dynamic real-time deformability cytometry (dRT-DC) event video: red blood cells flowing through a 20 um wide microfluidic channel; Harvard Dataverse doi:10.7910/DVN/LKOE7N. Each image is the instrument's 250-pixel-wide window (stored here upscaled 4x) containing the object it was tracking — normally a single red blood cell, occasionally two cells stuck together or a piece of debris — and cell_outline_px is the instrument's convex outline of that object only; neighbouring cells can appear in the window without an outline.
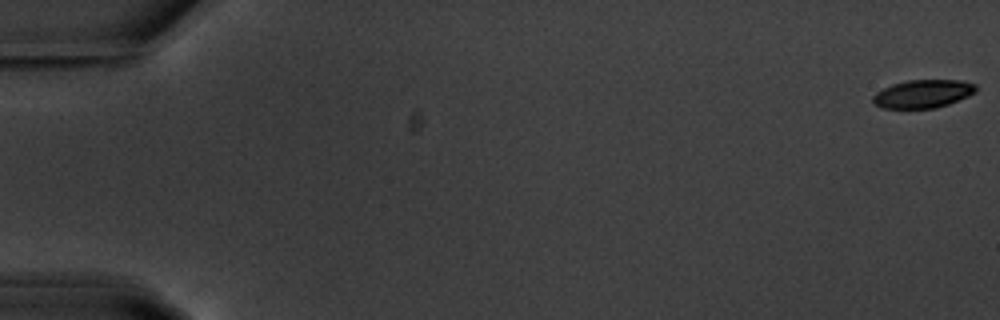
{"species": "common noctule bat (a hibernating species)", "species_latin": "Nyctalus noctula", "temperature_condition": "warm", "stored_images_in_passage": 57, "camera_frame_rate_fps": 3000, "um_per_image_px": 0.085, "animal": {"sex": "male", "body_mass_g": 20.1, "forearm_length_mm": 53.5}, "frame": {"image": 1, "passage_image": 1, "time_ms": 0.0, "image_size_px": [1000, 320], "cell_outline_px": [[976, 92], [968, 96], [948, 104], [936, 108], [880, 108], [872, 100], [872, 96], [876, 92], [892, 84], [908, 80], [964, 80], [976, 84]], "centroid_in_image_um": [78.46, 7.97], "position_along_channel_um": 6.5, "area_um2": 16.94}}
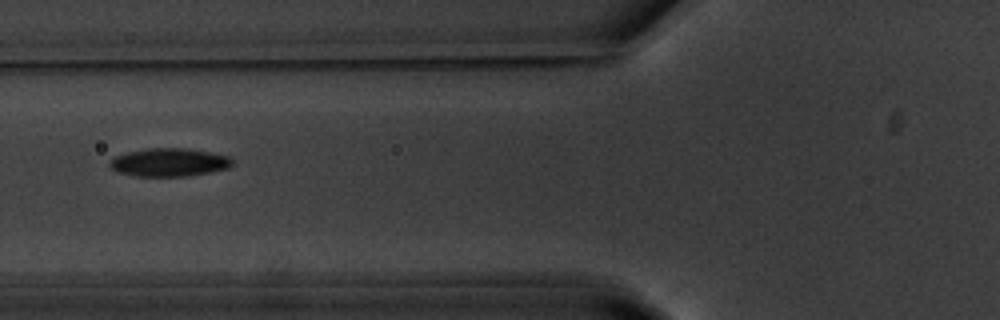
{"frame": {"image": 2, "passage_image": 23, "time_ms": 7.333, "image_size_px": [1000, 320], "cell_outline_px": [[232, 164], [228, 168], [212, 172], [184, 176], [136, 176], [116, 172], [108, 164], [116, 156], [128, 152], [148, 148], [188, 148], [212, 152], [228, 156], [232, 160]], "centroid_in_image_um": [14.39, 13.79], "position_along_channel_um": 111.4, "area_um2": 20.11}}
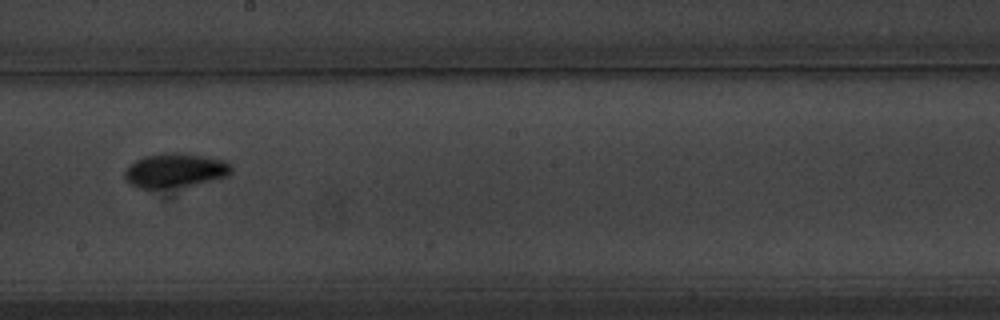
{"frame": {"image": 3, "passage_image": 33, "time_ms": 10.667, "image_size_px": [1000, 320], "cell_outline_px": [[232, 172], [228, 176], [196, 184], [160, 188], [140, 188], [124, 180], [124, 172], [136, 160], [144, 156], [172, 152], [176, 152], [204, 156], [224, 160], [232, 164]], "centroid_in_image_um": [14.91, 14.48], "position_along_channel_um": 233.3, "area_um2": 21.04}, "authors_computed_cell_mechanics": {"area_um2": 19.363, "velocity_mm_per_s": 3.6526, "shape_relaxation_time_tau1_ms": 3.3268, "shape_relaxation_time_tau2_ms": 3.3234, "deformation_change_tau1": 0.1506, "deformation_change_tau2": 0.0723}}